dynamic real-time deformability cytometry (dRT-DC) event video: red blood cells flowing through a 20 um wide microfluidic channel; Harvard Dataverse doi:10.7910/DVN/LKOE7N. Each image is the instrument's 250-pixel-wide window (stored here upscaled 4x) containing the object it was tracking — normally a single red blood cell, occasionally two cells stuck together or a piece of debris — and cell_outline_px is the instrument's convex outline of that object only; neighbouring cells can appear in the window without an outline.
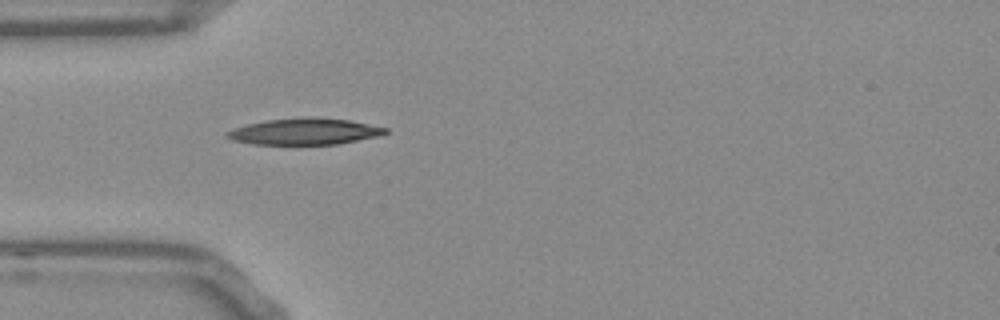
{"species": "Egyptian fruit bat (a non-hibernating species)", "species_latin": "Rousettus aegyptiacus", "temperature_condition": "room temperature", "stored_images_in_passage": 38, "camera_frame_rate_fps": 3000, "um_per_image_px": 0.085, "frame": {"image": 1, "passage_image": 1, "time_ms": 0.0, "image_size_px": [1000, 320], "cell_outline_px": [[388, 132], [380, 136], [336, 144], [252, 144], [232, 140], [224, 136], [224, 132], [232, 128], [264, 120], [308, 116], [316, 116], [348, 120], [388, 128]], "centroid_in_image_um": [25.85, 11.16], "position_along_channel_um": 59.2, "area_um2": 24.62}}
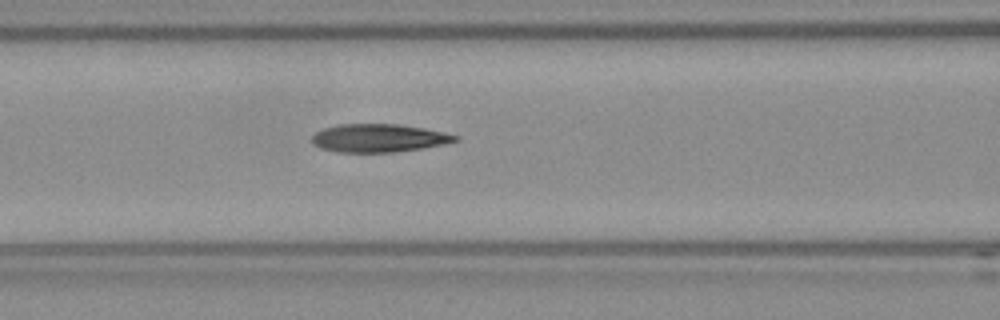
{"frame": {"image": 2, "passage_image": 7, "time_ms": 2.0, "image_size_px": [1000, 320], "cell_outline_px": [[460, 136], [456, 140], [440, 144], [420, 148], [392, 152], [340, 152], [320, 148], [312, 144], [312, 136], [316, 132], [324, 128], [340, 124], [400, 124], [424, 128]], "centroid_in_image_um": [32.13, 11.73], "position_along_channel_um": 134.5, "area_um2": 23.18}}
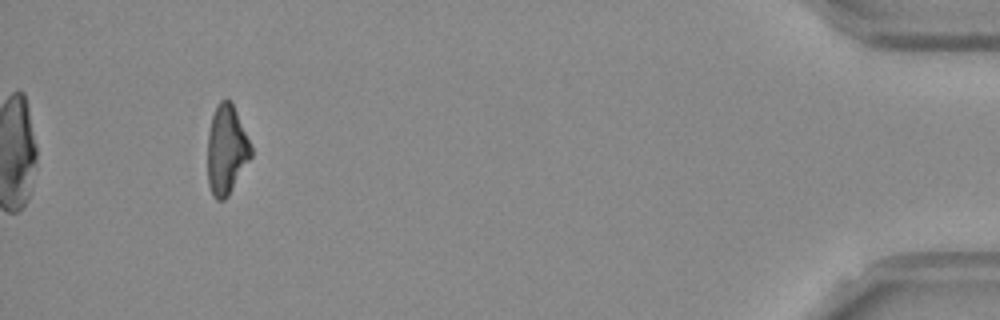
{"frame": {"image": 3, "passage_image": 35, "time_ms": 11.333, "image_size_px": [1000, 320], "cell_outline_px": [[252, 156], [228, 196], [224, 200], [216, 200], [212, 196], [208, 184], [208, 132], [212, 116], [216, 104], [220, 100], [232, 100], [252, 144]], "centroid_in_image_um": [19.26, 12.71], "position_along_channel_um": 415.9, "area_um2": 23.0}, "authors_computed_cell_mechanics": {"area_um2": 23.5824, "velocity_mm_per_s": 3.8178, "shape_relaxation_time_tau1_ms": 8.6303, "shape_relaxation_time_tau2_ms": 3.8037, "deformation_change_tau1": 0.231, "deformation_change_tau2": 0.1286}}